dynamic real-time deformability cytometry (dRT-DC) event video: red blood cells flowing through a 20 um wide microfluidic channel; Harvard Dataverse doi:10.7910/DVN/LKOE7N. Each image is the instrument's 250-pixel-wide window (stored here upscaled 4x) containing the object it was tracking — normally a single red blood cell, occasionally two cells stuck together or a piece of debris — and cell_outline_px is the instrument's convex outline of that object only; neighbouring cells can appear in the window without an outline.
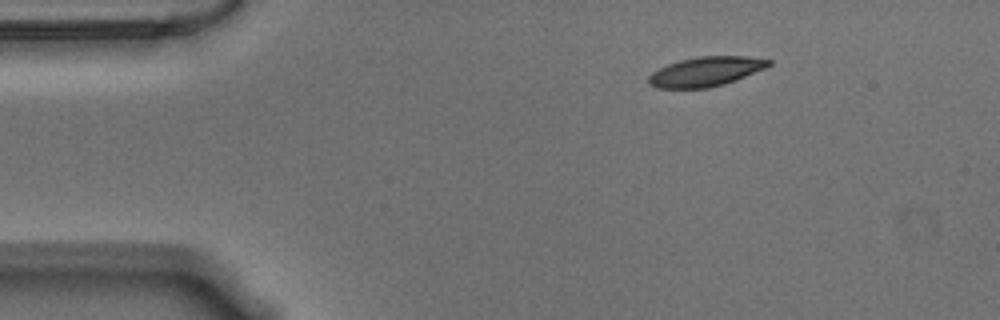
{"species": "Egyptian fruit bat (a non-hibernating species)", "species_latin": "Rousettus aegyptiacus", "temperature_condition": "warm", "stored_images_in_passage": 49, "camera_frame_rate_fps": 3000, "um_per_image_px": 0.085, "animal": {"sex": "male"}, "frame": {"image": 1, "passage_image": 1, "time_ms": 0.0, "image_size_px": [1000, 320], "cell_outline_px": [[772, 64], [768, 68], [736, 80], [724, 84], [708, 88], [656, 88], [648, 84], [648, 76], [652, 72], [668, 64], [680, 60], [696, 56], [744, 56], [772, 60]], "centroid_in_image_um": [60.02, 6.08], "position_along_channel_um": 25.0, "area_um2": 20.87}}
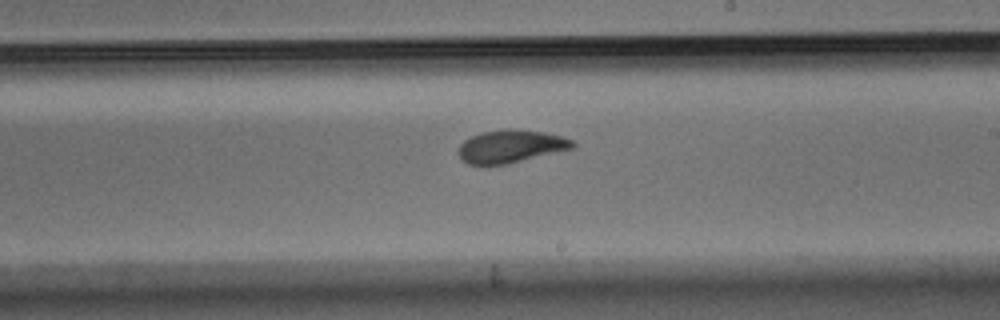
{"frame": {"image": 2, "passage_image": 25, "time_ms": 8.0, "image_size_px": [1000, 320], "cell_outline_px": [[576, 144], [572, 148], [504, 164], [468, 164], [460, 160], [456, 152], [460, 144], [464, 140], [472, 136], [484, 132], [544, 132], [560, 136], [572, 140]], "centroid_in_image_um": [43.34, 12.49], "position_along_channel_um": 245.7, "area_um2": 20.63}}
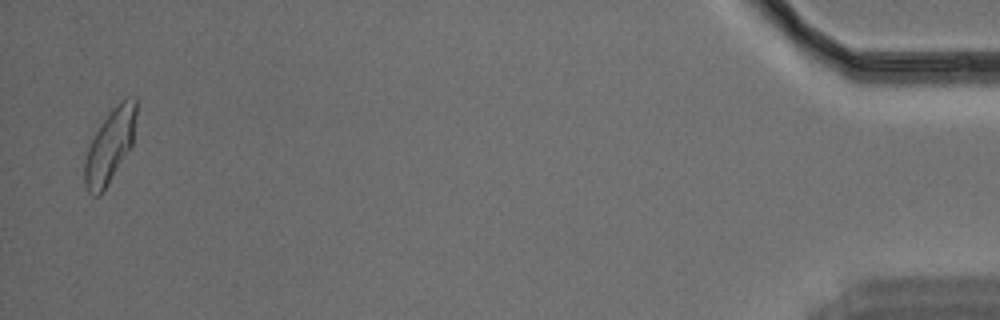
{"frame": {"image": 3, "passage_image": 48, "time_ms": 15.667, "image_size_px": [1000, 320], "cell_outline_px": [[136, 112], [132, 144], [108, 184], [100, 196], [92, 196], [88, 192], [84, 184], [84, 160], [88, 148], [100, 124], [108, 112], [120, 100], [128, 96], [136, 96]], "centroid_in_image_um": [9.33, 12.39], "position_along_channel_um": 425.9, "area_um2": 22.02}, "authors_computed_cell_mechanics": {"area_um2": 21.8484, "velocity_mm_per_s": 3.5348, "shape_relaxation_time_tau1_ms": 4.5059, "shape_relaxation_time_tau2_ms": 1.9187, "deformation_change_tau1": 0.1524, "deformation_change_tau2": 0.0659}}